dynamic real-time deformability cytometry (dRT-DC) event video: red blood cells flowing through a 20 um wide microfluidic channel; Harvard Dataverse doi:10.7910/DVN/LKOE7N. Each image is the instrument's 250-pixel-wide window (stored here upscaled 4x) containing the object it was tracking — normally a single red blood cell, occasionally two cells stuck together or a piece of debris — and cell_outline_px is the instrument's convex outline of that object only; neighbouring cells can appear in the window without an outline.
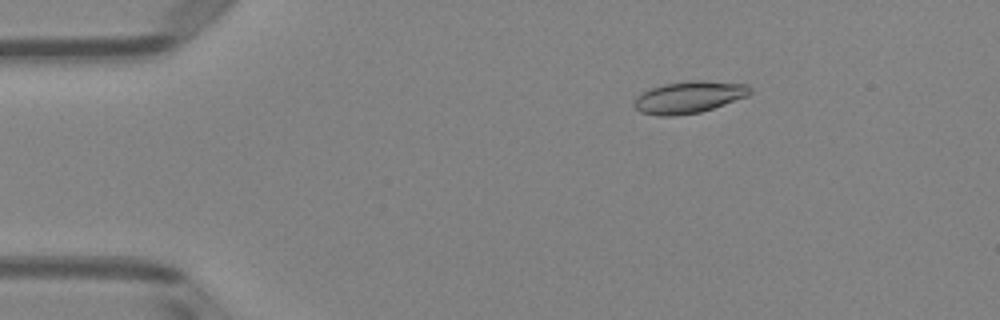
{"species": "Egyptian fruit bat (a non-hibernating species)", "species_latin": "Rousettus aegyptiacus", "temperature_condition": "room temperature", "stored_images_in_passage": 44, "camera_frame_rate_fps": 3000, "um_per_image_px": 0.085, "animal": {"sex": "female"}, "frame": {"image": 1, "passage_image": 1, "time_ms": 0.0, "image_size_px": [1000, 320], "cell_outline_px": [[752, 92], [748, 96], [700, 112], [676, 116], [660, 116], [640, 112], [632, 104], [636, 96], [652, 88], [664, 84], [688, 80], [704, 80], [748, 84], [752, 88]], "centroid_in_image_um": [58.57, 8.25], "position_along_channel_um": 26.4, "area_um2": 21.68}}
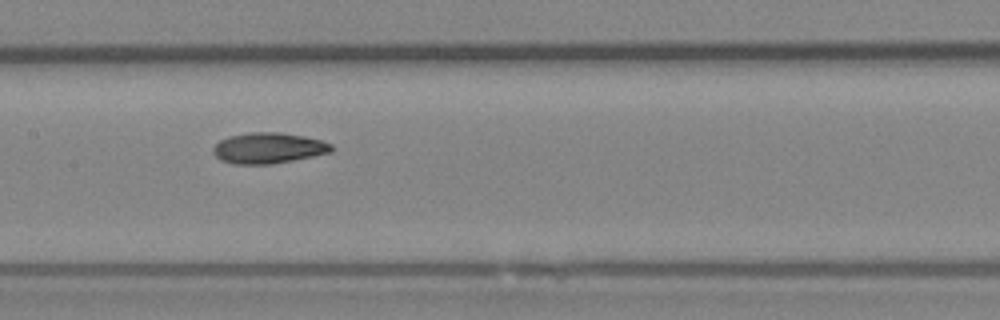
{"frame": {"image": 2, "passage_image": 18, "time_ms": 5.667, "image_size_px": [1000, 320], "cell_outline_px": [[332, 152], [292, 160], [268, 164], [232, 164], [220, 160], [212, 152], [212, 148], [220, 140], [228, 136], [248, 132], [280, 132], [304, 136], [320, 140], [332, 144]], "centroid_in_image_um": [22.77, 12.58], "position_along_channel_um": 184.6, "area_um2": 21.21}}
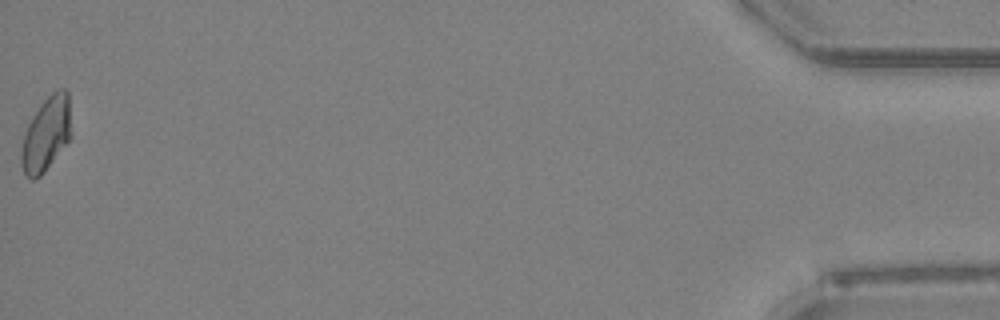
{"frame": {"image": 3, "passage_image": 44, "time_ms": 14.333, "image_size_px": [1000, 320], "cell_outline_px": [[72, 136], [44, 172], [40, 176], [32, 180], [24, 172], [20, 164], [20, 148], [24, 132], [32, 116], [40, 104], [56, 88], [64, 88], [68, 92]], "centroid_in_image_um": [3.92, 11.37], "position_along_channel_um": 431.3, "area_um2": 21.85}, "authors_computed_cell_mechanics": {"area_um2": 21.0103, "velocity_mm_per_s": 3.96, "shape_relaxation_time_tau1_ms": 6.6368, "shape_relaxation_time_tau2_ms": 2.9015, "deformation_change_tau1": 0.1574, "deformation_change_tau2": 0.0762}}